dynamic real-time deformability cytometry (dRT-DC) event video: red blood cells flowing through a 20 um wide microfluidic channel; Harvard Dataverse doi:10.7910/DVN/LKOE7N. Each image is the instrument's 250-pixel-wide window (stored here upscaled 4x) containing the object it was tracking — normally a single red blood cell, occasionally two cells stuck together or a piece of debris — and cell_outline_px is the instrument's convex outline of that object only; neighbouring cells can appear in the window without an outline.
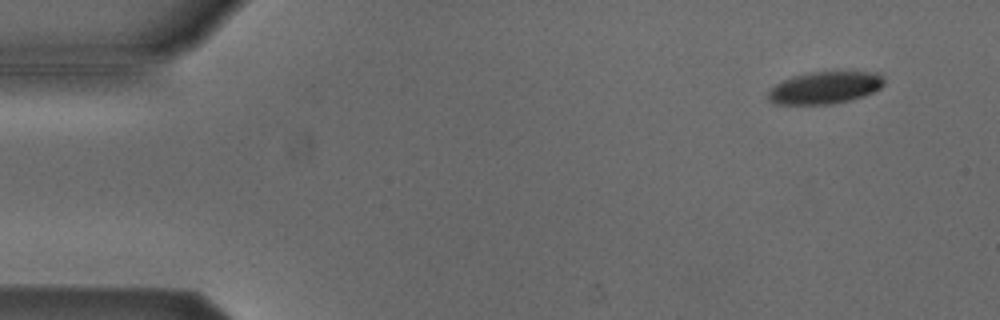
{"species": "Egyptian fruit bat (a non-hibernating species)", "species_latin": "Rousettus aegyptiacus", "temperature_condition": "cold", "stored_images_in_passage": 5, "camera_frame_rate_fps": 3000, "um_per_image_px": 0.085, "animal": {"sex": "male"}, "frame": {"image": 1, "passage_image": 1, "time_ms": 0.0, "image_size_px": [1000, 320], "cell_outline_px": [[884, 84], [880, 88], [864, 96], [832, 104], [776, 104], [768, 100], [768, 92], [776, 84], [792, 76], [808, 72], [880, 72], [884, 76]], "centroid_in_image_um": [70.13, 7.45], "position_along_channel_um": 14.9, "area_um2": 21.73}}